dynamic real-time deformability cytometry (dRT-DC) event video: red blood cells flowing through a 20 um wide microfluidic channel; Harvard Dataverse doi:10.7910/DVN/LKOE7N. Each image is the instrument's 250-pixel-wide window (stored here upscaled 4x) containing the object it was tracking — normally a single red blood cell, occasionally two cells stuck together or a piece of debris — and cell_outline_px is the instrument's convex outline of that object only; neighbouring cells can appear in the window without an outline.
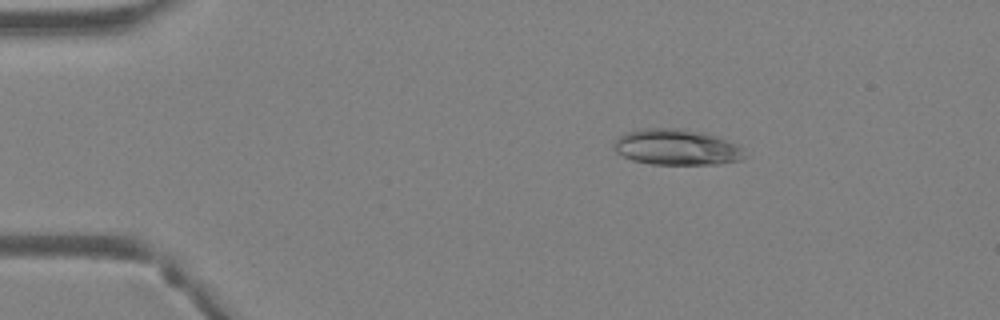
{"species": "Egyptian fruit bat (a non-hibernating species)", "species_latin": "Rousettus aegyptiacus", "temperature_condition": "warm", "stored_images_in_passage": 44, "camera_frame_rate_fps": 3000, "um_per_image_px": 0.085, "animal": {"sex": "female"}, "frame": {"image": 1, "passage_image": 8, "time_ms": 2.333, "image_size_px": [1000, 320], "cell_outline_px": [[748, 156], [740, 160], [720, 164], [652, 164], [632, 160], [616, 152], [612, 148], [612, 144], [620, 136], [628, 132], [640, 128], [684, 128], [704, 132], [716, 136], [736, 144]], "centroid_in_image_um": [57.5, 12.5], "position_along_channel_um": 27.5, "area_um2": 27.46}}
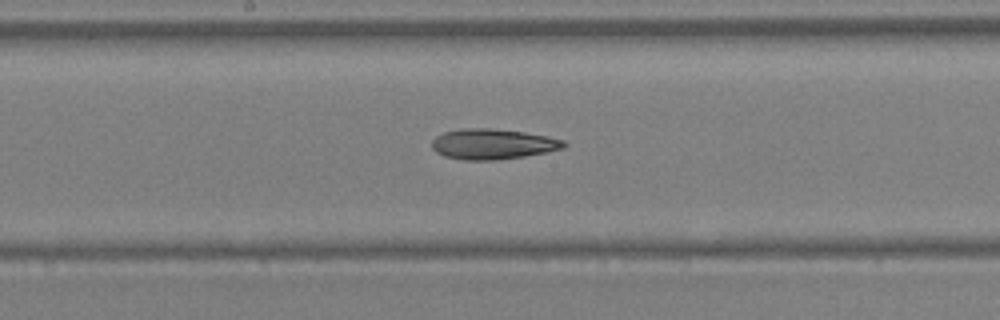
{"frame": {"image": 2, "passage_image": 24, "time_ms": 7.667, "image_size_px": [1000, 320], "cell_outline_px": [[568, 144], [564, 148], [548, 152], [524, 156], [496, 160], [464, 160], [444, 156], [436, 152], [432, 148], [432, 140], [436, 136], [444, 132], [460, 128], [488, 128], [524, 132], [548, 136], [564, 140]], "centroid_in_image_um": [41.89, 12.24], "position_along_channel_um": 206.3, "area_um2": 23.52}}
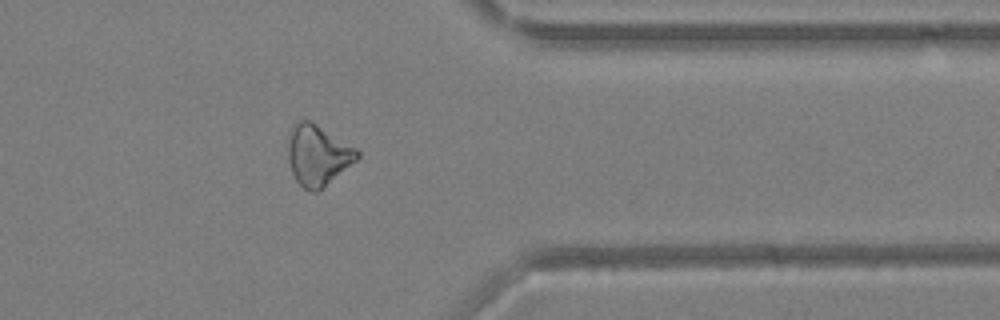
{"frame": {"image": 3, "passage_image": 36, "time_ms": 11.667, "image_size_px": [1000, 320], "cell_outline_px": [[360, 156], [356, 160], [316, 192], [312, 192], [304, 188], [296, 180], [292, 172], [288, 160], [288, 132], [292, 124], [300, 120], [312, 120], [356, 148], [360, 152]], "centroid_in_image_um": [26.98, 13.13], "position_along_channel_um": 384.4, "area_um2": 24.39}}